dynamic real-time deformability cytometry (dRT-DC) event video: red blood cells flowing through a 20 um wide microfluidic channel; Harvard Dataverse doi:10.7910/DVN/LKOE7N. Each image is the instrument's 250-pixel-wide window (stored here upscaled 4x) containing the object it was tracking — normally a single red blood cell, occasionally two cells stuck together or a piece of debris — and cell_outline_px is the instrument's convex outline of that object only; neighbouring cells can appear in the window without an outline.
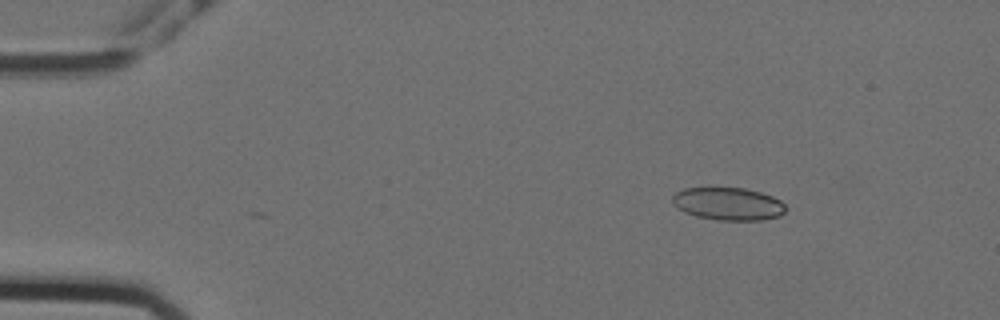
{"species": "Egyptian fruit bat (a non-hibernating species)", "species_latin": "Rousettus aegyptiacus", "temperature_condition": "cold", "stored_images_in_passage": 50, "camera_frame_rate_fps": 3000, "um_per_image_px": 0.085, "animal": {"sex": "female"}, "frame": {"image": 1, "passage_image": 1, "time_ms": 0.0, "image_size_px": [1000, 320], "cell_outline_px": [[784, 212], [780, 216], [760, 220], [720, 220], [696, 216], [684, 212], [672, 204], [672, 196], [676, 192], [684, 188], [744, 188], [760, 192], [772, 196], [780, 200], [784, 204]], "centroid_in_image_um": [61.87, 17.32], "position_along_channel_um": 23.1, "area_um2": 21.5}}
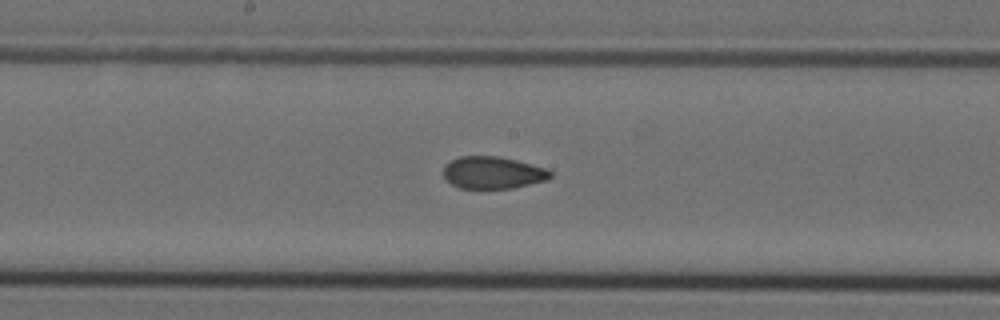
{"frame": {"image": 2, "passage_image": 23, "time_ms": 7.333, "image_size_px": [1000, 320], "cell_outline_px": [[552, 176], [548, 180], [512, 188], [460, 188], [444, 180], [444, 168], [452, 160], [460, 156], [496, 156], [516, 160], [548, 168], [552, 172]], "centroid_in_image_um": [41.92, 14.68], "position_along_channel_um": 206.3, "area_um2": 20.06}}
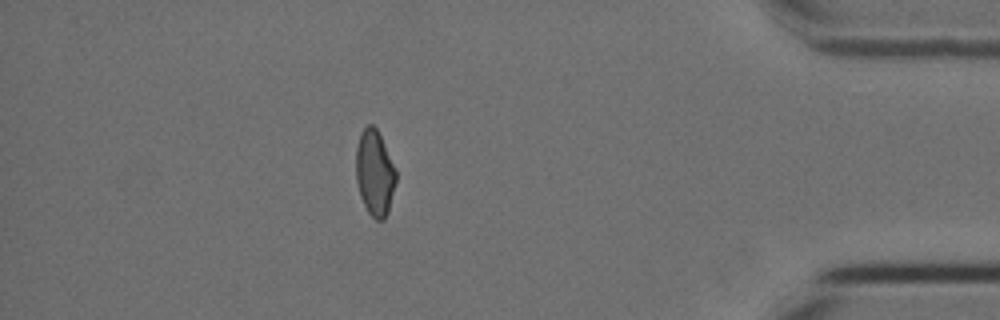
{"frame": {"image": 3, "passage_image": 43, "time_ms": 14.0, "image_size_px": [1000, 320], "cell_outline_px": [[396, 180], [388, 212], [384, 220], [376, 220], [368, 212], [360, 196], [356, 180], [356, 148], [360, 132], [368, 124], [372, 124], [376, 128], [396, 168]], "centroid_in_image_um": [31.84, 14.7], "position_along_channel_um": 403.4, "area_um2": 19.94}, "authors_computed_cell_mechanics": {"area_um2": 20.6924, "velocity_mm_per_s": 3.5792, "shape_relaxation_time_tau1_ms": null, "shape_relaxation_time_tau2_ms": 1.9353, "deformation_change_tau1": null, "deformation_change_tau2": 0.072}}